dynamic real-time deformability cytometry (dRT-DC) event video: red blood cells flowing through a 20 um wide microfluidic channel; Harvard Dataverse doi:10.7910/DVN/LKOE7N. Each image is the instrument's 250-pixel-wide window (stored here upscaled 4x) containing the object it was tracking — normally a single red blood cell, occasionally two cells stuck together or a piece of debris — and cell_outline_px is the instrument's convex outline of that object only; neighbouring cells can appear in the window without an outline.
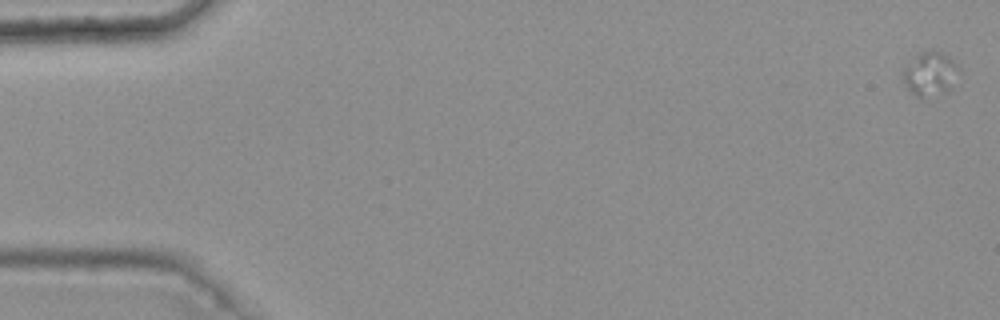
{"species": "common noctule bat (a hibernating species)", "species_latin": "Nyctalus noctula", "temperature_condition": "warm", "stored_images_in_passage": 5, "camera_frame_rate_fps": 3000, "um_per_image_px": 0.085, "animal": {"sex": "female", "body_mass_g": 25.1}, "frame": {"image": 1, "passage_image": 1, "time_ms": 0.0, "image_size_px": [1000, 320], "cell_outline_px": [[960, 68], [952, 88], [948, 92], [924, 100], [916, 96], [908, 88], [900, 72], [904, 64], [916, 52], [940, 52], [948, 56]], "centroid_in_image_um": [79.02, 6.31], "position_along_channel_um": 6.0, "area_um2": 14.85}}
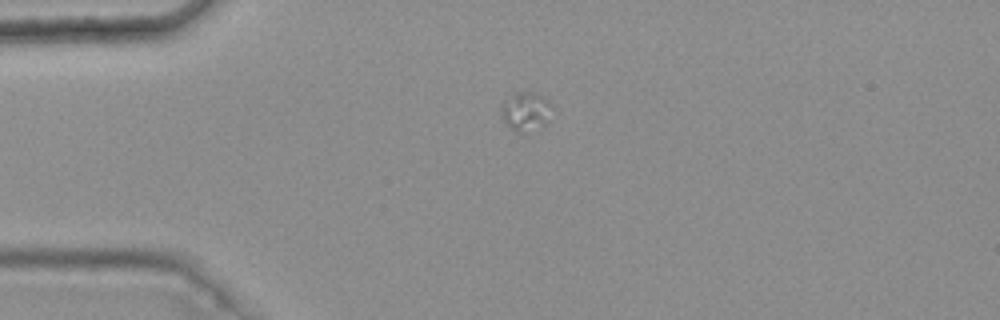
{"frame": {"image": 2, "passage_image": 4, "time_ms": 1.0, "image_size_px": [1000, 320], "cell_outline_px": [[552, 104], [544, 124], [520, 132], [516, 132], [504, 120], [504, 104], [516, 92], [524, 88], [544, 96]], "centroid_in_image_um": [44.73, 9.38], "position_along_channel_um": 40.3, "area_um2": 10.75}}